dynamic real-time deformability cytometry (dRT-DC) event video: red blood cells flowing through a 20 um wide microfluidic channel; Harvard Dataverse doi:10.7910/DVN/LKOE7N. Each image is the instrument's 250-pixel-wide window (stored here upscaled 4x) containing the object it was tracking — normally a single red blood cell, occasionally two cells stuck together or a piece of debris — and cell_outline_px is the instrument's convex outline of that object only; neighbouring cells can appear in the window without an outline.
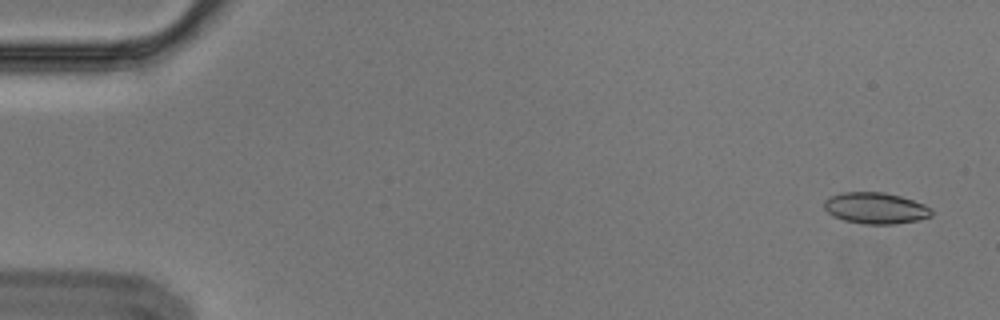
{"species": "Egyptian fruit bat (a non-hibernating species)", "species_latin": "Rousettus aegyptiacus", "temperature_condition": "cold", "stored_images_in_passage": 5, "camera_frame_rate_fps": 3000, "um_per_image_px": 0.085, "animal": {"sex": "male"}, "frame": {"image": 1, "passage_image": 1, "time_ms": 0.0, "image_size_px": [1000, 320], "cell_outline_px": [[932, 216], [916, 220], [896, 224], [864, 224], [844, 220], [832, 216], [824, 208], [824, 200], [828, 196], [844, 192], [884, 192], [900, 196], [924, 204], [932, 208]], "centroid_in_image_um": [74.4, 17.69], "position_along_channel_um": 10.6, "area_um2": 19.65}}
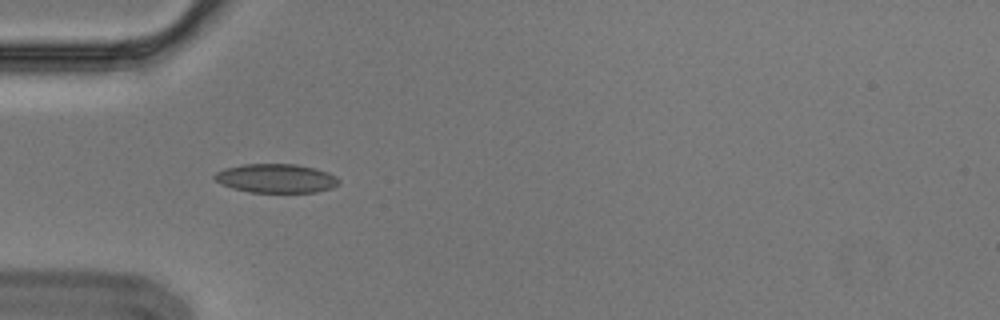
{"frame": {"image": 2, "passage_image": 5, "time_ms": 1.333, "image_size_px": [1000, 320], "cell_outline_px": [[340, 184], [332, 188], [316, 192], [252, 192], [232, 188], [220, 184], [212, 176], [216, 172], [224, 168], [244, 164], [296, 164], [328, 172], [336, 176], [340, 180]], "centroid_in_image_um": [23.46, 15.16], "position_along_channel_um": 61.5, "area_um2": 20.98}}